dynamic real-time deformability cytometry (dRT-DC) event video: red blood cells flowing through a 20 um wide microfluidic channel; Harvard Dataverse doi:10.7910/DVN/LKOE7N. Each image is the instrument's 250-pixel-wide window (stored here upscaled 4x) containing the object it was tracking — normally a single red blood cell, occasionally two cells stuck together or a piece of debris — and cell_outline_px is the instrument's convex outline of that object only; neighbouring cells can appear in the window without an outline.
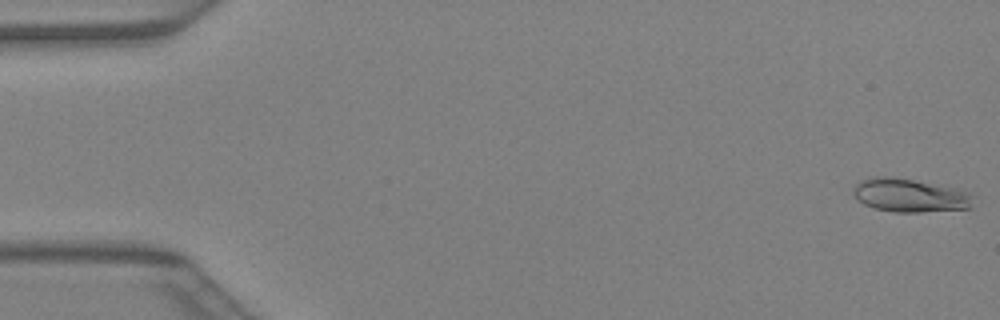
{"species": "Egyptian fruit bat (a non-hibernating species)", "species_latin": "Rousettus aegyptiacus", "temperature_condition": "warm", "stored_images_in_passage": 41, "camera_frame_rate_fps": 3000, "um_per_image_px": 0.085, "animal": {"sex": "female"}, "frame": {"image": 1, "passage_image": 1, "time_ms": 0.0, "image_size_px": [1000, 320], "cell_outline_px": [[976, 196], [968, 208], [920, 212], [896, 212], [876, 208], [864, 204], [852, 192], [852, 188], [856, 184], [864, 180], [876, 176], [892, 176], [960, 188]], "centroid_in_image_um": [77.38, 16.59], "position_along_channel_um": 7.6, "area_um2": 23.35}}
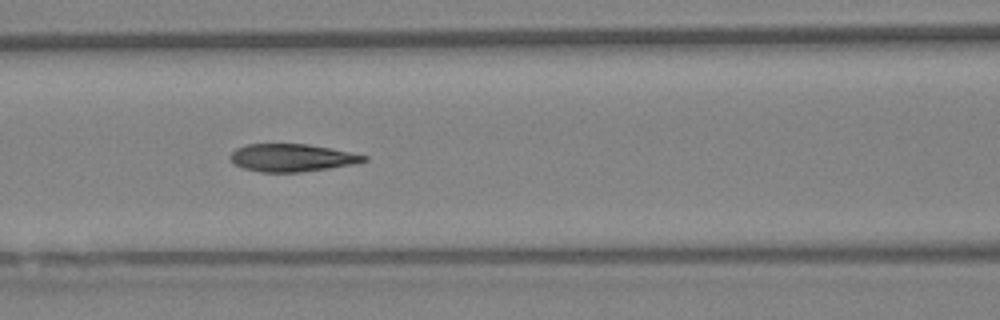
{"frame": {"image": 2, "passage_image": 18, "time_ms": 5.667, "image_size_px": [1000, 320], "cell_outline_px": [[368, 160], [356, 164], [300, 172], [260, 172], [244, 168], [236, 164], [228, 156], [236, 148], [248, 144], [308, 144], [332, 148], [368, 156]], "centroid_in_image_um": [24.84, 13.4], "position_along_channel_um": 141.8, "area_um2": 21.5}}
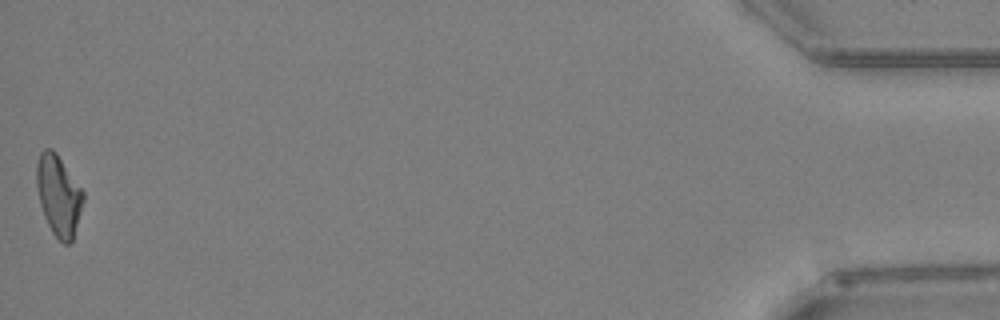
{"frame": {"image": 3, "passage_image": 41, "time_ms": 13.333, "image_size_px": [1000, 320], "cell_outline_px": [[84, 200], [72, 244], [64, 244], [52, 232], [44, 216], [40, 204], [36, 184], [36, 164], [40, 152], [44, 148], [52, 148], [56, 152], [84, 192]], "centroid_in_image_um": [4.98, 16.61], "position_along_channel_um": 430.2, "area_um2": 22.02}}